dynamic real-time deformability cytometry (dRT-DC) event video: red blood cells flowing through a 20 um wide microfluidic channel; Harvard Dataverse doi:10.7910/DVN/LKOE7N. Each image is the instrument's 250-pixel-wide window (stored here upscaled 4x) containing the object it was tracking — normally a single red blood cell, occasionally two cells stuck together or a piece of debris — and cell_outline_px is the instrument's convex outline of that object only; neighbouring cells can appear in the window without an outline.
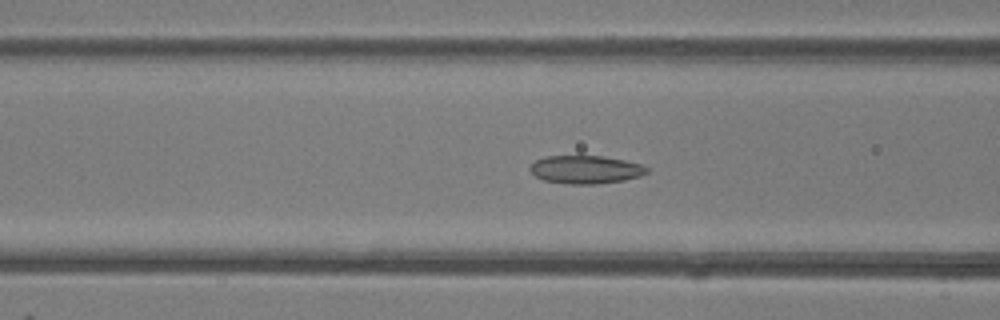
{"species": "common noctule bat (a hibernating species)", "species_latin": "Nyctalus noctula", "temperature_condition": "room temperature", "stored_images_in_passage": 50, "camera_frame_rate_fps": 3000, "um_per_image_px": 0.085, "animal": {"sex": "female"}, "frame": {"image": 1, "passage_image": 20, "time_ms": 6.333, "image_size_px": [1000, 320], "cell_outline_px": [[648, 172], [640, 176], [624, 180], [596, 184], [568, 184], [544, 180], [536, 176], [528, 168], [536, 160], [544, 156], [604, 156], [624, 160], [640, 164], [648, 168]], "centroid_in_image_um": [49.77, 14.41], "position_along_channel_um": 116.8, "area_um2": 19.07}}
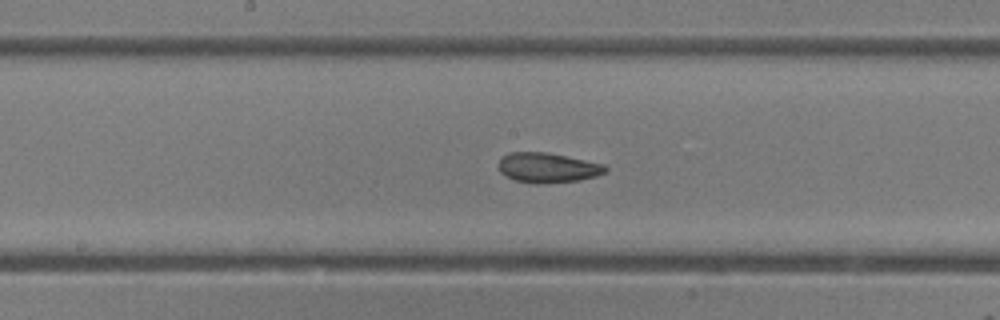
{"frame": {"image": 2, "passage_image": 26, "time_ms": 8.333, "image_size_px": [1000, 320], "cell_outline_px": [[608, 168], [604, 172], [596, 176], [580, 180], [540, 184], [536, 184], [516, 180], [504, 176], [500, 172], [500, 156], [512, 152], [548, 152], [604, 164]], "centroid_in_image_um": [46.54, 14.25], "position_along_channel_um": 201.7, "area_um2": 18.61}}
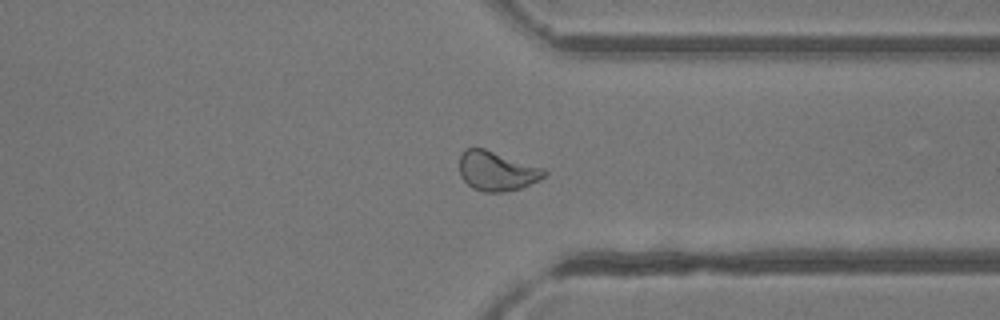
{"frame": {"image": 3, "passage_image": 38, "time_ms": 12.333, "image_size_px": [1000, 320], "cell_outline_px": [[548, 172], [540, 180], [520, 188], [504, 192], [484, 192], [472, 188], [460, 176], [460, 156], [464, 148], [484, 148], [544, 168]], "centroid_in_image_um": [42.22, 14.54], "position_along_channel_um": 369.2, "area_um2": 19.54}}